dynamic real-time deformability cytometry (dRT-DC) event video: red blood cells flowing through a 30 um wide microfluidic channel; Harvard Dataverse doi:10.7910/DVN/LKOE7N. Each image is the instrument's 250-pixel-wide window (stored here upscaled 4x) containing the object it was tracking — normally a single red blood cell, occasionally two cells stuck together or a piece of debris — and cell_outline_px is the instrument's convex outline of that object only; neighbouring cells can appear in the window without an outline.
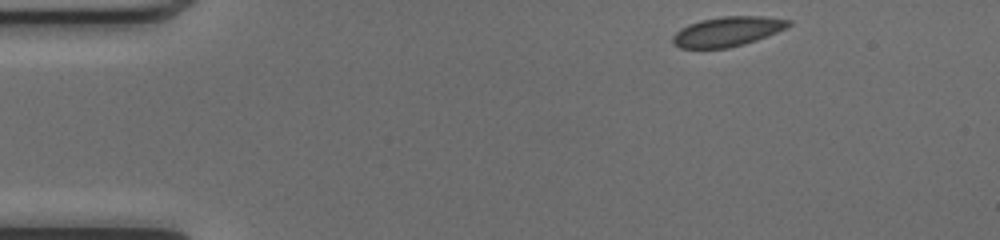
{"species": "common noctule bat (a hibernating species)", "species_latin": "Nyctalus noctula", "temperature_condition": "cold", "stored_images_in_passage": 44, "camera_frame_rate_fps": 3000, "um_per_image_px": 0.085, "animal": {"sex": "female", "body_mass_g": 17.0, "forearm_length_mm": 48.0}, "frame": {"image": 1, "passage_image": 1, "time_ms": 0.0, "image_size_px": [1000, 240], "cell_outline_px": [[792, 24], [776, 32], [756, 40], [744, 44], [728, 48], [680, 48], [672, 44], [672, 36], [680, 28], [688, 24], [700, 20], [720, 16], [764, 16], [792, 20]], "centroid_in_image_um": [61.8, 2.67], "position_along_channel_um": 23.2, "area_um2": 20.11}}
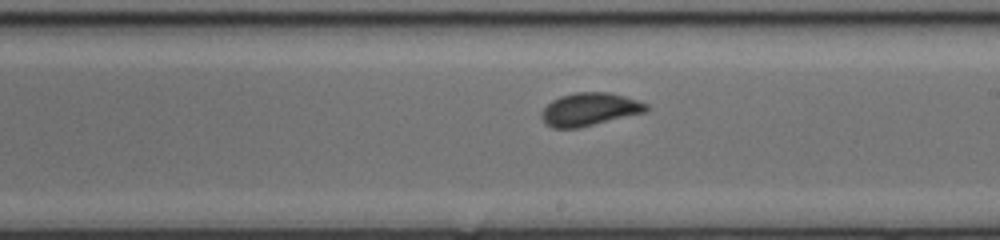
{"frame": {"image": 2, "passage_image": 23, "time_ms": 7.333, "image_size_px": [1000, 240], "cell_outline_px": [[652, 108], [648, 112], [580, 128], [552, 128], [544, 124], [540, 116], [540, 112], [552, 100], [560, 96], [576, 92], [608, 92], [624, 96], [648, 104]], "centroid_in_image_um": [50.13, 9.31], "position_along_channel_um": 238.9, "area_um2": 20.52}}
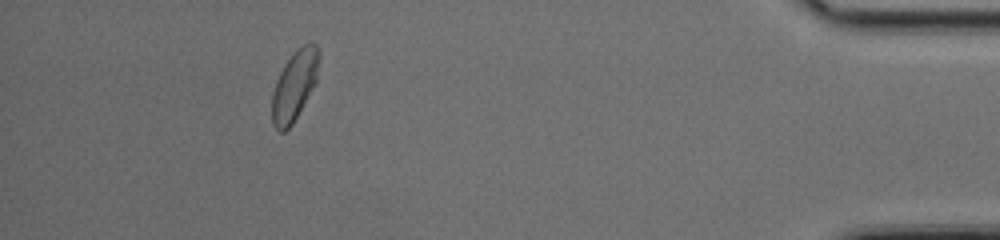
{"frame": {"image": 3, "passage_image": 40, "time_ms": 13.0, "image_size_px": [1000, 240], "cell_outline_px": [[320, 60], [316, 84], [292, 124], [284, 132], [280, 132], [272, 124], [272, 92], [276, 80], [284, 64], [296, 48], [304, 44], [316, 44], [320, 52]], "centroid_in_image_um": [25.04, 7.25], "position_along_channel_um": 410.2, "area_um2": 19.36}, "authors_computed_cell_mechanics": {"area_um2": 19.9988, "velocity_mm_per_s": 4.0737, "shape_relaxation_time_tau1_ms": 3.764, "shape_relaxation_time_tau2_ms": null, "deformation_change_tau1": 0.1001, "deformation_change_tau2": null}}